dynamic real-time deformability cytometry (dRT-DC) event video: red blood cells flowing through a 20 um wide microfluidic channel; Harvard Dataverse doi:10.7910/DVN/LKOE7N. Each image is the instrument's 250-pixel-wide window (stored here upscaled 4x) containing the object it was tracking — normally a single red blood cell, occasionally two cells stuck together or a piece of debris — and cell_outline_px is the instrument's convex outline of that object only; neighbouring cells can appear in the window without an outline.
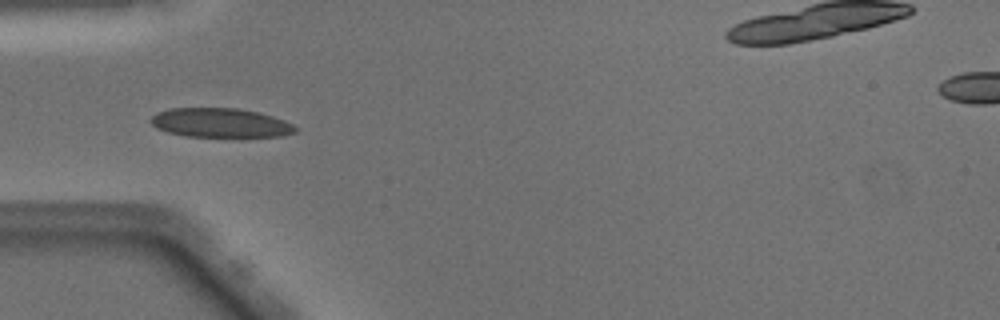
{"species": "Egyptian fruit bat (a non-hibernating species)", "species_latin": "Rousettus aegyptiacus", "temperature_condition": "warm", "stored_images_in_passage": 42, "camera_frame_rate_fps": 3000, "um_per_image_px": 0.085, "animal": {"sex": "male"}, "frame": {"image": 1, "passage_image": 12, "time_ms": 3.667, "image_size_px": [1000, 320], "cell_outline_px": [[296, 132], [280, 136], [184, 136], [168, 132], [156, 128], [148, 120], [156, 112], [168, 108], [240, 108], [272, 116], [284, 120], [292, 124], [296, 128]], "centroid_in_image_um": [18.67, 10.43], "position_along_channel_um": 66.3, "area_um2": 24.51}}
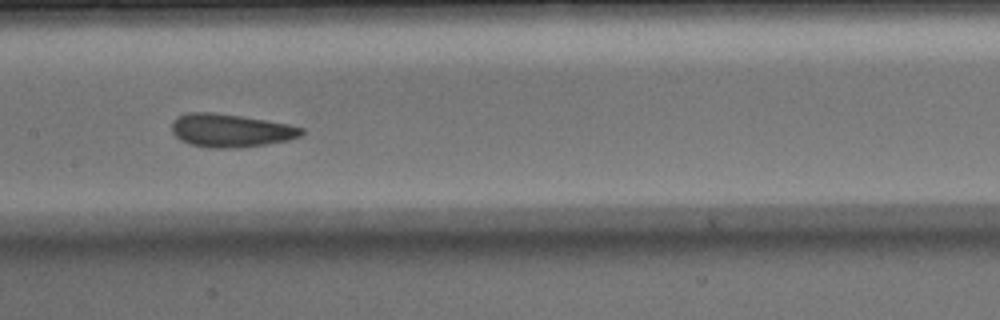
{"frame": {"image": 2, "passage_image": 21, "time_ms": 6.667, "image_size_px": [1000, 320], "cell_outline_px": [[304, 132], [300, 136], [288, 140], [264, 144], [236, 148], [208, 148], [188, 144], [180, 140], [172, 132], [172, 124], [180, 116], [192, 112], [212, 112], [240, 116], [288, 124], [304, 128]], "centroid_in_image_um": [19.6, 11.1], "position_along_channel_um": 187.8, "area_um2": 24.85}}
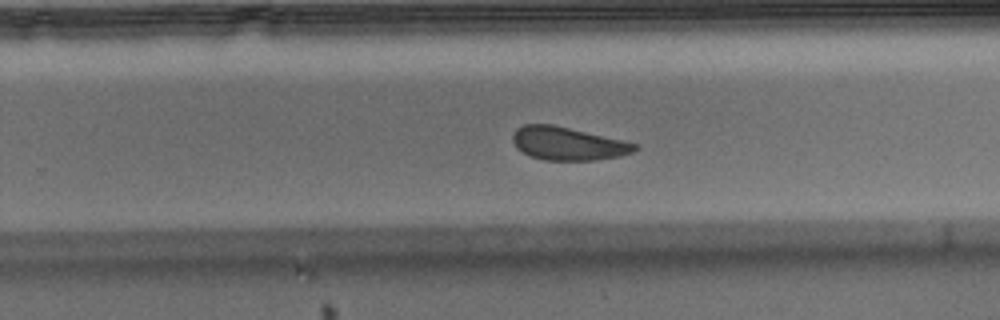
{"frame": {"image": 3, "passage_image": 28, "time_ms": 9.0, "image_size_px": [1000, 320], "cell_outline_px": [[640, 148], [632, 152], [620, 156], [592, 160], [544, 160], [532, 156], [516, 148], [512, 140], [512, 136], [516, 128], [524, 124], [552, 124], [624, 140], [636, 144]], "centroid_in_image_um": [48.26, 12.19], "position_along_channel_um": 281.5, "area_um2": 23.52}, "authors_computed_cell_mechanics": {"area_um2": 24.6517, "velocity_mm_per_s": 4.0367, "shape_relaxation_time_tau1_ms": 3.7832, "shape_relaxation_time_tau2_ms": 1.5842, "deformation_change_tau1": 0.0971, "deformation_change_tau2": 0.0554}}